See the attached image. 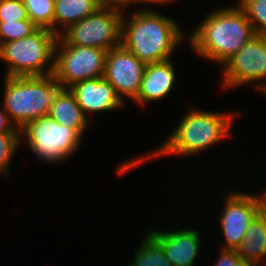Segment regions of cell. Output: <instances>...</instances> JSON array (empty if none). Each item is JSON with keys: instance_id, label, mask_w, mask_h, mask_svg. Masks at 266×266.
Here are the masks:
<instances>
[{"instance_id": "1", "label": "cell", "mask_w": 266, "mask_h": 266, "mask_svg": "<svg viewBox=\"0 0 266 266\" xmlns=\"http://www.w3.org/2000/svg\"><path fill=\"white\" fill-rule=\"evenodd\" d=\"M231 113H218L216 111H205L191 109L184 114L178 125L165 139L162 146L154 152L142 155L143 157L133 158L125 161L117 167V174L122 175L140 166L143 162L152 158L162 156H193L203 152L216 143L231 138V127L237 118ZM230 136V137H229ZM157 156V157H156Z\"/></svg>"}, {"instance_id": "2", "label": "cell", "mask_w": 266, "mask_h": 266, "mask_svg": "<svg viewBox=\"0 0 266 266\" xmlns=\"http://www.w3.org/2000/svg\"><path fill=\"white\" fill-rule=\"evenodd\" d=\"M255 35L242 9L231 5L208 13L189 35L188 43L201 58L223 65Z\"/></svg>"}, {"instance_id": "3", "label": "cell", "mask_w": 266, "mask_h": 266, "mask_svg": "<svg viewBox=\"0 0 266 266\" xmlns=\"http://www.w3.org/2000/svg\"><path fill=\"white\" fill-rule=\"evenodd\" d=\"M139 8L123 15L121 44L146 64L171 59L185 37L180 25L155 9Z\"/></svg>"}, {"instance_id": "4", "label": "cell", "mask_w": 266, "mask_h": 266, "mask_svg": "<svg viewBox=\"0 0 266 266\" xmlns=\"http://www.w3.org/2000/svg\"><path fill=\"white\" fill-rule=\"evenodd\" d=\"M2 106L16 128L47 116L56 93L62 88L55 76L6 77Z\"/></svg>"}, {"instance_id": "5", "label": "cell", "mask_w": 266, "mask_h": 266, "mask_svg": "<svg viewBox=\"0 0 266 266\" xmlns=\"http://www.w3.org/2000/svg\"><path fill=\"white\" fill-rule=\"evenodd\" d=\"M58 36L39 28L28 37L0 45V59L6 63V77L46 76L54 72Z\"/></svg>"}, {"instance_id": "6", "label": "cell", "mask_w": 266, "mask_h": 266, "mask_svg": "<svg viewBox=\"0 0 266 266\" xmlns=\"http://www.w3.org/2000/svg\"><path fill=\"white\" fill-rule=\"evenodd\" d=\"M77 130L60 125L49 115L35 119L21 129L32 154L45 163H58L69 159L82 144Z\"/></svg>"}, {"instance_id": "7", "label": "cell", "mask_w": 266, "mask_h": 266, "mask_svg": "<svg viewBox=\"0 0 266 266\" xmlns=\"http://www.w3.org/2000/svg\"><path fill=\"white\" fill-rule=\"evenodd\" d=\"M106 56V50L69 45L58 36L53 75L60 86L66 89L80 81L103 77Z\"/></svg>"}, {"instance_id": "8", "label": "cell", "mask_w": 266, "mask_h": 266, "mask_svg": "<svg viewBox=\"0 0 266 266\" xmlns=\"http://www.w3.org/2000/svg\"><path fill=\"white\" fill-rule=\"evenodd\" d=\"M125 12L98 8L93 14L71 25L60 36L69 44L109 51L121 44Z\"/></svg>"}, {"instance_id": "9", "label": "cell", "mask_w": 266, "mask_h": 266, "mask_svg": "<svg viewBox=\"0 0 266 266\" xmlns=\"http://www.w3.org/2000/svg\"><path fill=\"white\" fill-rule=\"evenodd\" d=\"M221 68L225 89L257 82L255 88L263 93L266 90V36L255 35Z\"/></svg>"}, {"instance_id": "10", "label": "cell", "mask_w": 266, "mask_h": 266, "mask_svg": "<svg viewBox=\"0 0 266 266\" xmlns=\"http://www.w3.org/2000/svg\"><path fill=\"white\" fill-rule=\"evenodd\" d=\"M225 200L223 212L218 218L225 240L223 247L237 250L250 222L266 207V192L253 195L234 191Z\"/></svg>"}, {"instance_id": "11", "label": "cell", "mask_w": 266, "mask_h": 266, "mask_svg": "<svg viewBox=\"0 0 266 266\" xmlns=\"http://www.w3.org/2000/svg\"><path fill=\"white\" fill-rule=\"evenodd\" d=\"M145 68L146 63L120 44L107 51L103 78L114 87L123 103L124 96L134 101L140 91Z\"/></svg>"}, {"instance_id": "12", "label": "cell", "mask_w": 266, "mask_h": 266, "mask_svg": "<svg viewBox=\"0 0 266 266\" xmlns=\"http://www.w3.org/2000/svg\"><path fill=\"white\" fill-rule=\"evenodd\" d=\"M84 114L121 109L123 101L103 77L80 81L68 88Z\"/></svg>"}, {"instance_id": "13", "label": "cell", "mask_w": 266, "mask_h": 266, "mask_svg": "<svg viewBox=\"0 0 266 266\" xmlns=\"http://www.w3.org/2000/svg\"><path fill=\"white\" fill-rule=\"evenodd\" d=\"M189 228L167 232L148 230L161 243L164 255L173 266H194L200 252L201 234Z\"/></svg>"}, {"instance_id": "14", "label": "cell", "mask_w": 266, "mask_h": 266, "mask_svg": "<svg viewBox=\"0 0 266 266\" xmlns=\"http://www.w3.org/2000/svg\"><path fill=\"white\" fill-rule=\"evenodd\" d=\"M172 58L146 64L140 91L134 100L139 106L164 99L171 93L176 82Z\"/></svg>"}, {"instance_id": "15", "label": "cell", "mask_w": 266, "mask_h": 266, "mask_svg": "<svg viewBox=\"0 0 266 266\" xmlns=\"http://www.w3.org/2000/svg\"><path fill=\"white\" fill-rule=\"evenodd\" d=\"M60 125L77 130L82 136L91 121L76 102L69 89L61 88L55 95L48 114Z\"/></svg>"}, {"instance_id": "16", "label": "cell", "mask_w": 266, "mask_h": 266, "mask_svg": "<svg viewBox=\"0 0 266 266\" xmlns=\"http://www.w3.org/2000/svg\"><path fill=\"white\" fill-rule=\"evenodd\" d=\"M237 253L241 259L263 265V259H266V207L250 222Z\"/></svg>"}, {"instance_id": "17", "label": "cell", "mask_w": 266, "mask_h": 266, "mask_svg": "<svg viewBox=\"0 0 266 266\" xmlns=\"http://www.w3.org/2000/svg\"><path fill=\"white\" fill-rule=\"evenodd\" d=\"M53 33L60 36L71 25L93 14L98 7L94 0H54ZM57 25V27H56ZM60 25V28H58ZM58 28V29H57ZM63 29V30H62Z\"/></svg>"}, {"instance_id": "18", "label": "cell", "mask_w": 266, "mask_h": 266, "mask_svg": "<svg viewBox=\"0 0 266 266\" xmlns=\"http://www.w3.org/2000/svg\"><path fill=\"white\" fill-rule=\"evenodd\" d=\"M135 252L129 266H173L164 255L161 243L149 231Z\"/></svg>"}, {"instance_id": "19", "label": "cell", "mask_w": 266, "mask_h": 266, "mask_svg": "<svg viewBox=\"0 0 266 266\" xmlns=\"http://www.w3.org/2000/svg\"><path fill=\"white\" fill-rule=\"evenodd\" d=\"M28 18L38 27L53 32L55 1L54 0H22Z\"/></svg>"}, {"instance_id": "20", "label": "cell", "mask_w": 266, "mask_h": 266, "mask_svg": "<svg viewBox=\"0 0 266 266\" xmlns=\"http://www.w3.org/2000/svg\"><path fill=\"white\" fill-rule=\"evenodd\" d=\"M237 5L252 24L255 34L266 36V0H239Z\"/></svg>"}, {"instance_id": "21", "label": "cell", "mask_w": 266, "mask_h": 266, "mask_svg": "<svg viewBox=\"0 0 266 266\" xmlns=\"http://www.w3.org/2000/svg\"><path fill=\"white\" fill-rule=\"evenodd\" d=\"M21 129L17 128L11 133L0 134V174L9 176V164L21 142Z\"/></svg>"}, {"instance_id": "22", "label": "cell", "mask_w": 266, "mask_h": 266, "mask_svg": "<svg viewBox=\"0 0 266 266\" xmlns=\"http://www.w3.org/2000/svg\"><path fill=\"white\" fill-rule=\"evenodd\" d=\"M38 29L30 19L15 22H0V45L4 42L28 37Z\"/></svg>"}, {"instance_id": "23", "label": "cell", "mask_w": 266, "mask_h": 266, "mask_svg": "<svg viewBox=\"0 0 266 266\" xmlns=\"http://www.w3.org/2000/svg\"><path fill=\"white\" fill-rule=\"evenodd\" d=\"M29 19L22 0H0V22Z\"/></svg>"}, {"instance_id": "24", "label": "cell", "mask_w": 266, "mask_h": 266, "mask_svg": "<svg viewBox=\"0 0 266 266\" xmlns=\"http://www.w3.org/2000/svg\"><path fill=\"white\" fill-rule=\"evenodd\" d=\"M96 6L102 9H114L119 12L126 10L129 5H138L142 3L144 5V0H94Z\"/></svg>"}, {"instance_id": "25", "label": "cell", "mask_w": 266, "mask_h": 266, "mask_svg": "<svg viewBox=\"0 0 266 266\" xmlns=\"http://www.w3.org/2000/svg\"><path fill=\"white\" fill-rule=\"evenodd\" d=\"M219 256L215 262V266H236L237 262L241 259L237 250L220 248Z\"/></svg>"}, {"instance_id": "26", "label": "cell", "mask_w": 266, "mask_h": 266, "mask_svg": "<svg viewBox=\"0 0 266 266\" xmlns=\"http://www.w3.org/2000/svg\"><path fill=\"white\" fill-rule=\"evenodd\" d=\"M16 126L11 122L8 113L2 107L0 108V134L11 133L16 130Z\"/></svg>"}, {"instance_id": "27", "label": "cell", "mask_w": 266, "mask_h": 266, "mask_svg": "<svg viewBox=\"0 0 266 266\" xmlns=\"http://www.w3.org/2000/svg\"><path fill=\"white\" fill-rule=\"evenodd\" d=\"M236 266H261L259 263L257 262H253L250 260H245V259H240Z\"/></svg>"}, {"instance_id": "28", "label": "cell", "mask_w": 266, "mask_h": 266, "mask_svg": "<svg viewBox=\"0 0 266 266\" xmlns=\"http://www.w3.org/2000/svg\"><path fill=\"white\" fill-rule=\"evenodd\" d=\"M171 1H174V0H144V3L143 4H157V5H161V4H166V3H170Z\"/></svg>"}]
</instances>
